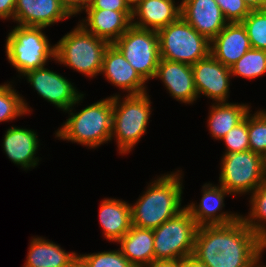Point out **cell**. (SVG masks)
<instances>
[{"mask_svg": "<svg viewBox=\"0 0 266 267\" xmlns=\"http://www.w3.org/2000/svg\"><path fill=\"white\" fill-rule=\"evenodd\" d=\"M266 242L242 218L227 225L199 226L193 255L208 267H250Z\"/></svg>", "mask_w": 266, "mask_h": 267, "instance_id": "1", "label": "cell"}, {"mask_svg": "<svg viewBox=\"0 0 266 267\" xmlns=\"http://www.w3.org/2000/svg\"><path fill=\"white\" fill-rule=\"evenodd\" d=\"M180 172L164 174L150 182L144 194L130 205L132 225L155 229L185 209L181 207L184 188Z\"/></svg>", "mask_w": 266, "mask_h": 267, "instance_id": "2", "label": "cell"}, {"mask_svg": "<svg viewBox=\"0 0 266 267\" xmlns=\"http://www.w3.org/2000/svg\"><path fill=\"white\" fill-rule=\"evenodd\" d=\"M72 105L65 112L70 113L69 118L55 136L60 140L96 148L103 143L111 141L113 119V96L97 101L78 113H73Z\"/></svg>", "mask_w": 266, "mask_h": 267, "instance_id": "3", "label": "cell"}, {"mask_svg": "<svg viewBox=\"0 0 266 267\" xmlns=\"http://www.w3.org/2000/svg\"><path fill=\"white\" fill-rule=\"evenodd\" d=\"M109 44L78 23L55 44L54 60L84 76L96 77L101 72L103 56Z\"/></svg>", "mask_w": 266, "mask_h": 267, "instance_id": "4", "label": "cell"}, {"mask_svg": "<svg viewBox=\"0 0 266 267\" xmlns=\"http://www.w3.org/2000/svg\"><path fill=\"white\" fill-rule=\"evenodd\" d=\"M113 95L111 140L117 142L120 154H128L147 131L151 101L146 93L122 97Z\"/></svg>", "mask_w": 266, "mask_h": 267, "instance_id": "5", "label": "cell"}, {"mask_svg": "<svg viewBox=\"0 0 266 267\" xmlns=\"http://www.w3.org/2000/svg\"><path fill=\"white\" fill-rule=\"evenodd\" d=\"M43 29L45 27L17 25L7 36L6 57L22 76L55 59V45L51 46Z\"/></svg>", "mask_w": 266, "mask_h": 267, "instance_id": "6", "label": "cell"}, {"mask_svg": "<svg viewBox=\"0 0 266 267\" xmlns=\"http://www.w3.org/2000/svg\"><path fill=\"white\" fill-rule=\"evenodd\" d=\"M157 33L161 59L193 65L210 54L211 41L181 16Z\"/></svg>", "mask_w": 266, "mask_h": 267, "instance_id": "7", "label": "cell"}, {"mask_svg": "<svg viewBox=\"0 0 266 267\" xmlns=\"http://www.w3.org/2000/svg\"><path fill=\"white\" fill-rule=\"evenodd\" d=\"M219 184L231 195L253 193L266 181V160L251 150L223 154Z\"/></svg>", "mask_w": 266, "mask_h": 267, "instance_id": "8", "label": "cell"}, {"mask_svg": "<svg viewBox=\"0 0 266 267\" xmlns=\"http://www.w3.org/2000/svg\"><path fill=\"white\" fill-rule=\"evenodd\" d=\"M198 227L185 208L153 229L155 260L183 259L193 255Z\"/></svg>", "mask_w": 266, "mask_h": 267, "instance_id": "9", "label": "cell"}, {"mask_svg": "<svg viewBox=\"0 0 266 267\" xmlns=\"http://www.w3.org/2000/svg\"><path fill=\"white\" fill-rule=\"evenodd\" d=\"M113 44L145 82L155 77L161 59L157 31L132 25Z\"/></svg>", "mask_w": 266, "mask_h": 267, "instance_id": "10", "label": "cell"}, {"mask_svg": "<svg viewBox=\"0 0 266 267\" xmlns=\"http://www.w3.org/2000/svg\"><path fill=\"white\" fill-rule=\"evenodd\" d=\"M23 76L39 96L62 109L63 112L72 105L78 104L84 97V94L77 91L71 81L45 66L29 71Z\"/></svg>", "mask_w": 266, "mask_h": 267, "instance_id": "11", "label": "cell"}, {"mask_svg": "<svg viewBox=\"0 0 266 267\" xmlns=\"http://www.w3.org/2000/svg\"><path fill=\"white\" fill-rule=\"evenodd\" d=\"M195 88L215 103L228 102L230 90V68L217 61L211 54L191 65Z\"/></svg>", "mask_w": 266, "mask_h": 267, "instance_id": "12", "label": "cell"}, {"mask_svg": "<svg viewBox=\"0 0 266 267\" xmlns=\"http://www.w3.org/2000/svg\"><path fill=\"white\" fill-rule=\"evenodd\" d=\"M226 195L231 194L221 185L214 186L206 183L202 186L200 204L190 203L185 208L190 212L198 226L231 224L241 218V215L221 212L222 207L225 206L224 198Z\"/></svg>", "mask_w": 266, "mask_h": 267, "instance_id": "13", "label": "cell"}, {"mask_svg": "<svg viewBox=\"0 0 266 267\" xmlns=\"http://www.w3.org/2000/svg\"><path fill=\"white\" fill-rule=\"evenodd\" d=\"M100 74H104L106 80L119 90L127 91V95L147 92L145 85L147 82L139 76L114 44H109L105 50Z\"/></svg>", "mask_w": 266, "mask_h": 267, "instance_id": "14", "label": "cell"}, {"mask_svg": "<svg viewBox=\"0 0 266 267\" xmlns=\"http://www.w3.org/2000/svg\"><path fill=\"white\" fill-rule=\"evenodd\" d=\"M181 17L212 41L228 23L215 0H182Z\"/></svg>", "mask_w": 266, "mask_h": 267, "instance_id": "15", "label": "cell"}, {"mask_svg": "<svg viewBox=\"0 0 266 267\" xmlns=\"http://www.w3.org/2000/svg\"><path fill=\"white\" fill-rule=\"evenodd\" d=\"M154 78H159L171 96L181 103L193 104L198 98L190 64L160 59Z\"/></svg>", "mask_w": 266, "mask_h": 267, "instance_id": "16", "label": "cell"}, {"mask_svg": "<svg viewBox=\"0 0 266 267\" xmlns=\"http://www.w3.org/2000/svg\"><path fill=\"white\" fill-rule=\"evenodd\" d=\"M72 17L59 0H17L14 22L21 26L45 27Z\"/></svg>", "mask_w": 266, "mask_h": 267, "instance_id": "17", "label": "cell"}, {"mask_svg": "<svg viewBox=\"0 0 266 267\" xmlns=\"http://www.w3.org/2000/svg\"><path fill=\"white\" fill-rule=\"evenodd\" d=\"M251 48L243 24L241 22L227 23L211 41L210 54L230 68Z\"/></svg>", "mask_w": 266, "mask_h": 267, "instance_id": "18", "label": "cell"}, {"mask_svg": "<svg viewBox=\"0 0 266 267\" xmlns=\"http://www.w3.org/2000/svg\"><path fill=\"white\" fill-rule=\"evenodd\" d=\"M87 16L79 21L88 32L113 44L132 26V12L85 10Z\"/></svg>", "mask_w": 266, "mask_h": 267, "instance_id": "19", "label": "cell"}, {"mask_svg": "<svg viewBox=\"0 0 266 267\" xmlns=\"http://www.w3.org/2000/svg\"><path fill=\"white\" fill-rule=\"evenodd\" d=\"M38 134L34 130L12 126L6 130L2 147L8 158L24 170L36 167L35 157L39 147Z\"/></svg>", "mask_w": 266, "mask_h": 267, "instance_id": "20", "label": "cell"}, {"mask_svg": "<svg viewBox=\"0 0 266 267\" xmlns=\"http://www.w3.org/2000/svg\"><path fill=\"white\" fill-rule=\"evenodd\" d=\"M175 4L174 0H142L132 10V25L158 31L181 16V4Z\"/></svg>", "mask_w": 266, "mask_h": 267, "instance_id": "21", "label": "cell"}, {"mask_svg": "<svg viewBox=\"0 0 266 267\" xmlns=\"http://www.w3.org/2000/svg\"><path fill=\"white\" fill-rule=\"evenodd\" d=\"M120 199L104 198L100 204L99 221L104 237L118 242L131 228V208Z\"/></svg>", "mask_w": 266, "mask_h": 267, "instance_id": "22", "label": "cell"}, {"mask_svg": "<svg viewBox=\"0 0 266 267\" xmlns=\"http://www.w3.org/2000/svg\"><path fill=\"white\" fill-rule=\"evenodd\" d=\"M153 229L131 225L130 230L117 242L119 250L134 267H146L155 260Z\"/></svg>", "mask_w": 266, "mask_h": 267, "instance_id": "23", "label": "cell"}, {"mask_svg": "<svg viewBox=\"0 0 266 267\" xmlns=\"http://www.w3.org/2000/svg\"><path fill=\"white\" fill-rule=\"evenodd\" d=\"M77 255L76 252H66L53 241L34 237L23 267H69Z\"/></svg>", "mask_w": 266, "mask_h": 267, "instance_id": "24", "label": "cell"}, {"mask_svg": "<svg viewBox=\"0 0 266 267\" xmlns=\"http://www.w3.org/2000/svg\"><path fill=\"white\" fill-rule=\"evenodd\" d=\"M208 116L210 134L221 140L233 127L240 123L250 111L248 104L229 102L212 103Z\"/></svg>", "mask_w": 266, "mask_h": 267, "instance_id": "25", "label": "cell"}, {"mask_svg": "<svg viewBox=\"0 0 266 267\" xmlns=\"http://www.w3.org/2000/svg\"><path fill=\"white\" fill-rule=\"evenodd\" d=\"M249 202V215H241V218L252 231L266 242V181L251 193Z\"/></svg>", "mask_w": 266, "mask_h": 267, "instance_id": "26", "label": "cell"}, {"mask_svg": "<svg viewBox=\"0 0 266 267\" xmlns=\"http://www.w3.org/2000/svg\"><path fill=\"white\" fill-rule=\"evenodd\" d=\"M28 107L26 100L16 92L10 82L0 85V122L12 121L29 114L31 109Z\"/></svg>", "mask_w": 266, "mask_h": 267, "instance_id": "27", "label": "cell"}, {"mask_svg": "<svg viewBox=\"0 0 266 267\" xmlns=\"http://www.w3.org/2000/svg\"><path fill=\"white\" fill-rule=\"evenodd\" d=\"M231 75L254 79L266 73V50L249 49L230 67Z\"/></svg>", "mask_w": 266, "mask_h": 267, "instance_id": "28", "label": "cell"}, {"mask_svg": "<svg viewBox=\"0 0 266 267\" xmlns=\"http://www.w3.org/2000/svg\"><path fill=\"white\" fill-rule=\"evenodd\" d=\"M248 112V138L250 150L266 160V111Z\"/></svg>", "mask_w": 266, "mask_h": 267, "instance_id": "29", "label": "cell"}, {"mask_svg": "<svg viewBox=\"0 0 266 267\" xmlns=\"http://www.w3.org/2000/svg\"><path fill=\"white\" fill-rule=\"evenodd\" d=\"M241 23L252 48L266 50V9L251 10Z\"/></svg>", "mask_w": 266, "mask_h": 267, "instance_id": "30", "label": "cell"}, {"mask_svg": "<svg viewBox=\"0 0 266 267\" xmlns=\"http://www.w3.org/2000/svg\"><path fill=\"white\" fill-rule=\"evenodd\" d=\"M248 113L245 118L233 127L222 139L225 142L224 154H231L250 150L248 138Z\"/></svg>", "mask_w": 266, "mask_h": 267, "instance_id": "31", "label": "cell"}, {"mask_svg": "<svg viewBox=\"0 0 266 267\" xmlns=\"http://www.w3.org/2000/svg\"><path fill=\"white\" fill-rule=\"evenodd\" d=\"M89 267H134L118 250L80 254Z\"/></svg>", "mask_w": 266, "mask_h": 267, "instance_id": "32", "label": "cell"}, {"mask_svg": "<svg viewBox=\"0 0 266 267\" xmlns=\"http://www.w3.org/2000/svg\"><path fill=\"white\" fill-rule=\"evenodd\" d=\"M228 23L242 22L250 13L244 0H215Z\"/></svg>", "mask_w": 266, "mask_h": 267, "instance_id": "33", "label": "cell"}, {"mask_svg": "<svg viewBox=\"0 0 266 267\" xmlns=\"http://www.w3.org/2000/svg\"><path fill=\"white\" fill-rule=\"evenodd\" d=\"M113 10L117 12H132L125 0H92L85 10Z\"/></svg>", "mask_w": 266, "mask_h": 267, "instance_id": "34", "label": "cell"}, {"mask_svg": "<svg viewBox=\"0 0 266 267\" xmlns=\"http://www.w3.org/2000/svg\"><path fill=\"white\" fill-rule=\"evenodd\" d=\"M65 10L75 16L90 6L92 0H59Z\"/></svg>", "mask_w": 266, "mask_h": 267, "instance_id": "35", "label": "cell"}, {"mask_svg": "<svg viewBox=\"0 0 266 267\" xmlns=\"http://www.w3.org/2000/svg\"><path fill=\"white\" fill-rule=\"evenodd\" d=\"M17 0H0V19L6 20L12 18L14 20V11Z\"/></svg>", "mask_w": 266, "mask_h": 267, "instance_id": "36", "label": "cell"}, {"mask_svg": "<svg viewBox=\"0 0 266 267\" xmlns=\"http://www.w3.org/2000/svg\"><path fill=\"white\" fill-rule=\"evenodd\" d=\"M146 267H181V259L154 260Z\"/></svg>", "mask_w": 266, "mask_h": 267, "instance_id": "37", "label": "cell"}, {"mask_svg": "<svg viewBox=\"0 0 266 267\" xmlns=\"http://www.w3.org/2000/svg\"><path fill=\"white\" fill-rule=\"evenodd\" d=\"M181 267H208L199 261L194 255L186 256L181 259Z\"/></svg>", "mask_w": 266, "mask_h": 267, "instance_id": "38", "label": "cell"}, {"mask_svg": "<svg viewBox=\"0 0 266 267\" xmlns=\"http://www.w3.org/2000/svg\"><path fill=\"white\" fill-rule=\"evenodd\" d=\"M250 10H265L266 0H244Z\"/></svg>", "mask_w": 266, "mask_h": 267, "instance_id": "39", "label": "cell"}, {"mask_svg": "<svg viewBox=\"0 0 266 267\" xmlns=\"http://www.w3.org/2000/svg\"><path fill=\"white\" fill-rule=\"evenodd\" d=\"M69 267H89L87 262L78 254Z\"/></svg>", "mask_w": 266, "mask_h": 267, "instance_id": "40", "label": "cell"}, {"mask_svg": "<svg viewBox=\"0 0 266 267\" xmlns=\"http://www.w3.org/2000/svg\"><path fill=\"white\" fill-rule=\"evenodd\" d=\"M125 1L133 10L142 0H125Z\"/></svg>", "mask_w": 266, "mask_h": 267, "instance_id": "41", "label": "cell"}, {"mask_svg": "<svg viewBox=\"0 0 266 267\" xmlns=\"http://www.w3.org/2000/svg\"><path fill=\"white\" fill-rule=\"evenodd\" d=\"M262 258V255L250 266V267H266V265H260L262 263L260 260Z\"/></svg>", "mask_w": 266, "mask_h": 267, "instance_id": "42", "label": "cell"}]
</instances>
